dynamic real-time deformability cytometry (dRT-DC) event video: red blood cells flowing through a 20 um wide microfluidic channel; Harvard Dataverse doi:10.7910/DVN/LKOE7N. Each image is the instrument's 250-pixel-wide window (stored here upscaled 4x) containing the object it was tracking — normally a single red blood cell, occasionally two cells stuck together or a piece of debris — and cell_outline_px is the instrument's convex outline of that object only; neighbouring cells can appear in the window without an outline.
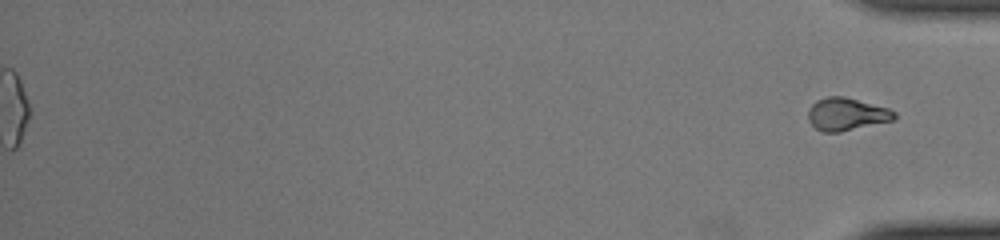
{"species": "common noctule bat (a hibernating species)", "species_latin": "Nyctalus noctula", "temperature_condition": "cold", "stored_images_in_passage": 36, "segment_of_instrument_passage": [2, 2], "camera_frame_rate_fps": 3000, "um_per_image_px": 0.085, "animal": {"sex": "female", "body_mass_g": 22.0, "forearm_length_mm": 56.7}, "frame": {"image": 1, "passage_image": 36, "time_ms": 11.667, "image_size_px": [1000, 240], "cell_outline_px": [[896, 116], [892, 120], [840, 132], [820, 132], [808, 120], [808, 108], [816, 100], [828, 96], [844, 96], [888, 108], [896, 112]], "centroid_in_image_um": [71.92, 9.7], "position_along_channel_um": 363.3, "area_um2": 16.36}}